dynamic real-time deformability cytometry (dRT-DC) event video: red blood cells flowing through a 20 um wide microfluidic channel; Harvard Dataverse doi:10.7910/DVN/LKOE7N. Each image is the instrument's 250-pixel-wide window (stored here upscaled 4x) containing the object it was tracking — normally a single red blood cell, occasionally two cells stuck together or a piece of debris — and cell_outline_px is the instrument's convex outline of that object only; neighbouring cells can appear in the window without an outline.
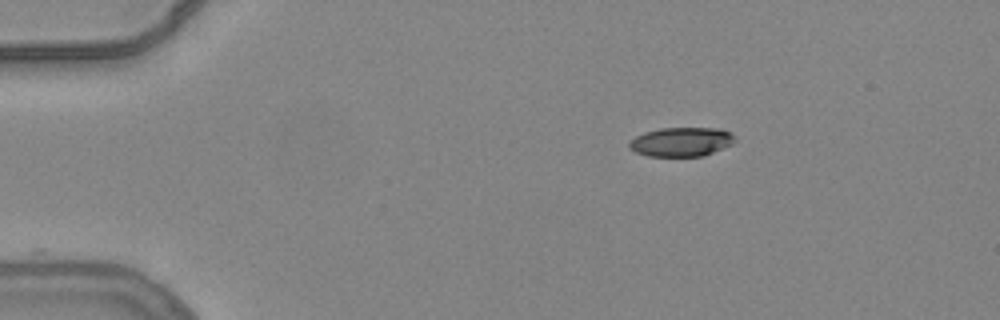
{"species": "common noctule bat (a hibernating species)", "species_latin": "Nyctalus noctula", "temperature_condition": "warm", "stored_images_in_passage": 46, "camera_frame_rate_fps": 3000, "um_per_image_px": 0.085, "animal": {"sex": "female", "body_mass_g": 24.6, "forearm_length_mm": 56.2}, "frame": {"image": 1, "passage_image": 1, "time_ms": 0.0, "image_size_px": [1000, 320], "cell_outline_px": [[736, 140], [732, 144], [704, 156], [648, 156], [636, 152], [628, 148], [628, 144], [636, 136], [644, 132], [660, 128], [720, 128], [732, 132]], "centroid_in_image_um": [57.93, 12.05], "position_along_channel_um": 27.1, "area_um2": 18.03}}
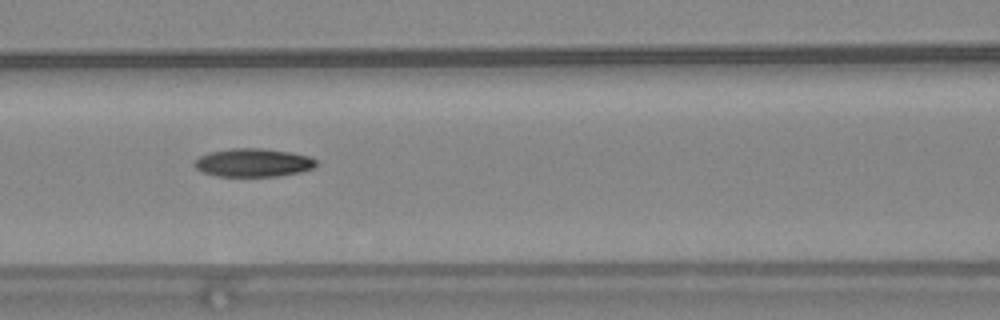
{"frame": {"image": 2, "passage_image": 16, "time_ms": 5.0, "image_size_px": [1000, 320], "cell_outline_px": [[316, 164], [312, 168], [300, 172], [280, 176], [216, 176], [204, 172], [196, 168], [192, 164], [200, 156], [208, 152], [232, 148], [260, 148], [292, 152], [308, 156], [316, 160]], "centroid_in_image_um": [21.51, 13.82], "position_along_channel_um": 145.1, "area_um2": 20.06}}
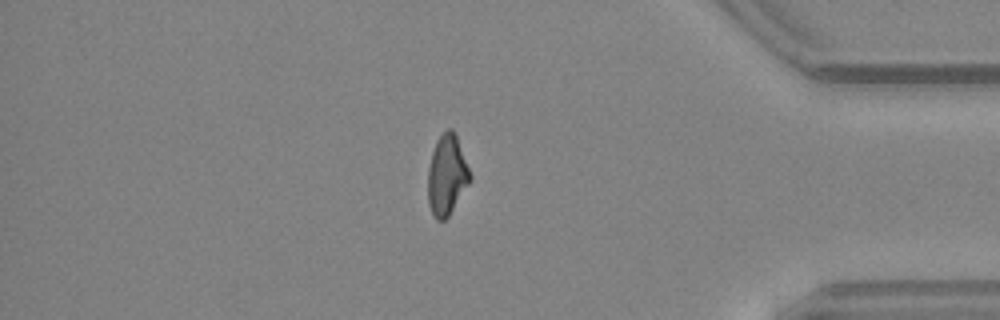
{"frame": {"image": 3, "passage_image": 38, "time_ms": 12.333, "image_size_px": [1000, 320], "cell_outline_px": [[472, 180], [448, 216], [444, 220], [436, 220], [428, 204], [428, 168], [432, 152], [436, 140], [448, 128], [452, 128], [456, 132], [472, 176]], "centroid_in_image_um": [38.0, 14.86], "position_along_channel_um": 397.2, "area_um2": 19.88}}